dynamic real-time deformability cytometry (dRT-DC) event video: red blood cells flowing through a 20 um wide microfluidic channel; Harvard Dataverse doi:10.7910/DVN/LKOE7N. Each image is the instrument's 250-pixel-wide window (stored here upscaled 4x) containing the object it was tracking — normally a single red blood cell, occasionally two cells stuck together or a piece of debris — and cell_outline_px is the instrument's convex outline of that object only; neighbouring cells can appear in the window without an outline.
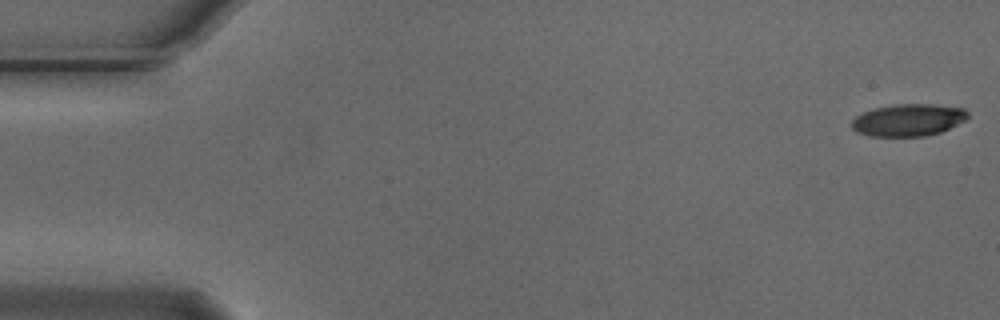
{"species": "Egyptian fruit bat (a non-hibernating species)", "species_latin": "Rousettus aegyptiacus", "temperature_condition": "cold", "stored_images_in_passage": 55, "camera_frame_rate_fps": 3000, "um_per_image_px": 0.085, "animal": {"sex": "male"}, "frame": {"image": 1, "passage_image": 1, "time_ms": 0.0, "image_size_px": [1000, 320], "cell_outline_px": [[968, 116], [964, 120], [940, 132], [924, 136], [868, 136], [856, 132], [852, 128], [852, 120], [856, 116], [864, 112], [876, 108], [896, 104], [932, 104], [964, 108], [968, 112]], "centroid_in_image_um": [77.18, 10.2], "position_along_channel_um": 7.8, "area_um2": 21.56}}
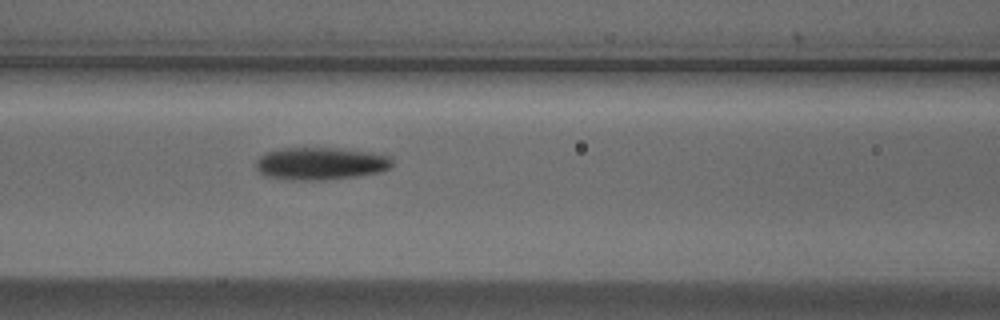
{"frame": {"image": 2, "passage_image": 23, "time_ms": 7.333, "image_size_px": [1000, 320], "cell_outline_px": [[392, 164], [388, 168], [380, 172], [356, 176], [320, 180], [304, 180], [264, 176], [256, 168], [256, 160], [260, 156], [268, 152], [284, 148], [344, 148], [388, 152], [392, 156]], "centroid_in_image_um": [27.37, 13.87], "position_along_channel_um": 139.2, "area_um2": 26.18}}
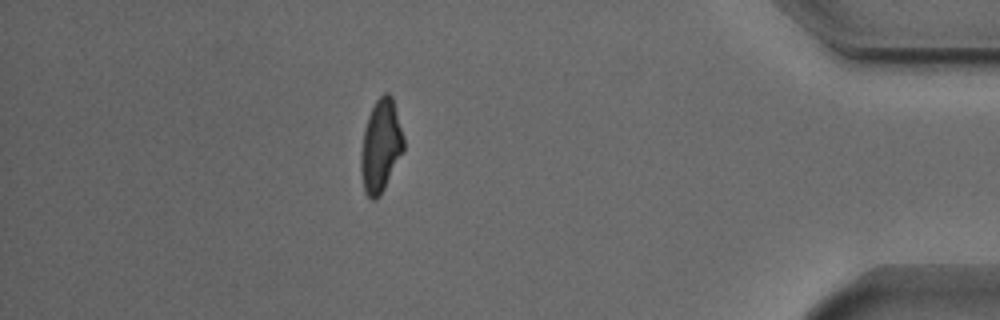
{"frame": {"image": 3, "passage_image": 48, "time_ms": 15.667, "image_size_px": [1000, 320], "cell_outline_px": [[404, 148], [380, 196], [376, 200], [372, 200], [364, 192], [360, 168], [360, 152], [364, 128], [368, 116], [376, 100], [384, 92], [388, 92], [392, 96], [404, 140]], "centroid_in_image_um": [32.33, 12.41], "position_along_channel_um": 402.9, "area_um2": 22.89}, "authors_computed_cell_mechanics": {"area_um2": 23.5246, "velocity_mm_per_s": 3.7264, "shape_relaxation_time_tau1_ms": 4.0448, "shape_relaxation_time_tau2_ms": null, "deformation_change_tau1": 0.1545, "deformation_change_tau2": null}}